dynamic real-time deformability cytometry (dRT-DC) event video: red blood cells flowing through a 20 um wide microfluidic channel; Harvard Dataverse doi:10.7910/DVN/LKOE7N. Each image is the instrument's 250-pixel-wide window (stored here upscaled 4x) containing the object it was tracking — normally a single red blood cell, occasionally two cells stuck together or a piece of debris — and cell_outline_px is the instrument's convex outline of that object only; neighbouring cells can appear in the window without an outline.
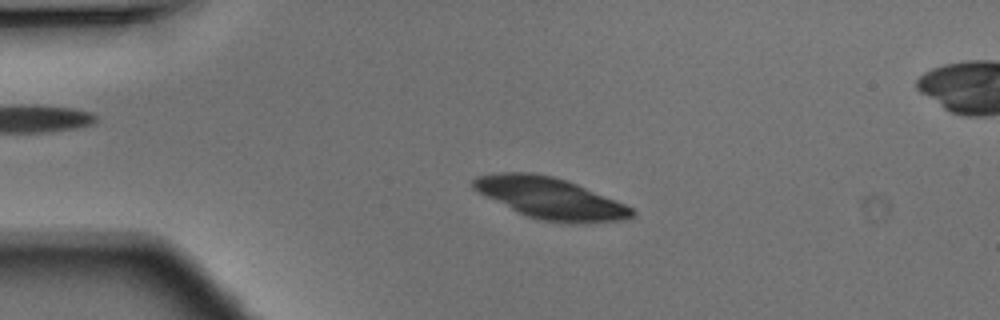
{"species": "Egyptian fruit bat (a non-hibernating species)", "species_latin": "Rousettus aegyptiacus", "temperature_condition": "warm", "stored_images_in_passage": 48, "camera_frame_rate_fps": 3000, "um_per_image_px": 0.085, "animal": {"sex": "male"}, "frame": {"image": 1, "passage_image": 11, "time_ms": 3.333, "image_size_px": [1000, 320], "cell_outline_px": [[636, 212], [632, 216], [620, 220], [568, 224], [544, 220], [528, 216], [472, 188], [472, 180], [476, 176], [500, 172], [532, 172], [552, 176], [576, 184], [624, 204], [632, 208]], "centroid_in_image_um": [46.77, 16.84], "position_along_channel_um": 38.2, "area_um2": 37.22}}